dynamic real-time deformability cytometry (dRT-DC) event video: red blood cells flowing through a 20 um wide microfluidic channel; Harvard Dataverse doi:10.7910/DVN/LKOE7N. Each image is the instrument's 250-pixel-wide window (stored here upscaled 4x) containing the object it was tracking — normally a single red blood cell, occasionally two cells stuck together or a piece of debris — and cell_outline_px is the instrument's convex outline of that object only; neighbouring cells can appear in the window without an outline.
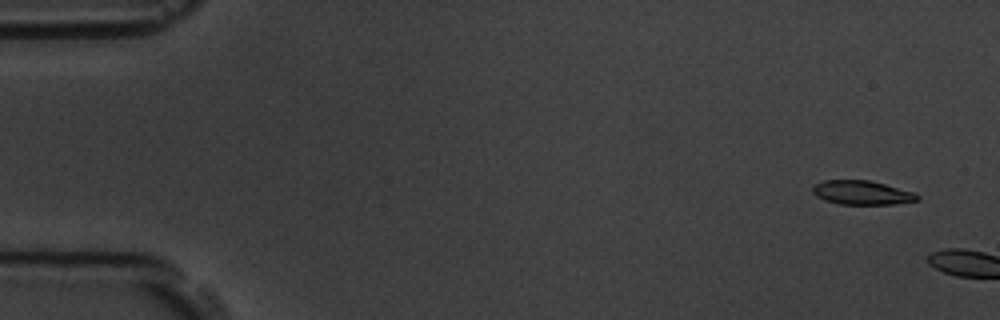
{"species": "common noctule bat (a hibernating species)", "species_latin": "Nyctalus noctula", "temperature_condition": "room temperature", "stored_images_in_passage": 2, "camera_frame_rate_fps": 3000, "um_per_image_px": 0.085, "animal": {"sex": "male", "body_mass_g": 19.5, "forearm_length_mm": 54.6}, "frame": {"image": 1, "passage_image": 1, "time_ms": 0.0, "image_size_px": [1000, 320], "cell_outline_px": [[920, 200], [892, 204], [840, 204], [824, 200], [816, 196], [812, 192], [812, 188], [816, 184], [824, 180], [868, 180], [916, 192], [920, 196]], "centroid_in_image_um": [73.29, 16.38], "position_along_channel_um": 11.7, "area_um2": 14.68}}